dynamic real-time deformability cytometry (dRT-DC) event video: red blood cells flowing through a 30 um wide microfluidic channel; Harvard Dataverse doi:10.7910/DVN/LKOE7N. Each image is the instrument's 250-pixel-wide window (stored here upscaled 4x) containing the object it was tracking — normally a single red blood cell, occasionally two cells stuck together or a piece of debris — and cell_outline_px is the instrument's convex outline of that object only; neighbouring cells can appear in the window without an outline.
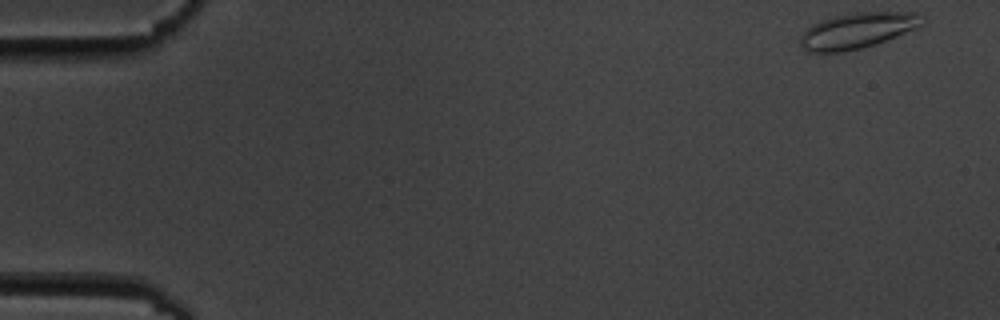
{"species": "common noctule bat (a hibernating species)", "species_latin": "Nyctalus noctula", "temperature_condition": "cold", "stored_images_in_passage": 54, "camera_frame_rate_fps": 3000, "um_per_image_px": 0.085, "animal": {"sex": "male", "body_mass_g": 19.5, "forearm_length_mm": 54.6}, "frame": {"image": 1, "passage_image": 1, "time_ms": 0.0, "image_size_px": [1000, 320], "cell_outline_px": [[928, 20], [920, 28], [876, 44], [860, 48], [840, 52], [808, 52], [800, 44], [800, 36], [804, 28], [820, 20], [836, 16], [856, 12], [916, 12]], "centroid_in_image_um": [72.93, 2.59], "position_along_channel_um": 12.1, "area_um2": 25.78}}
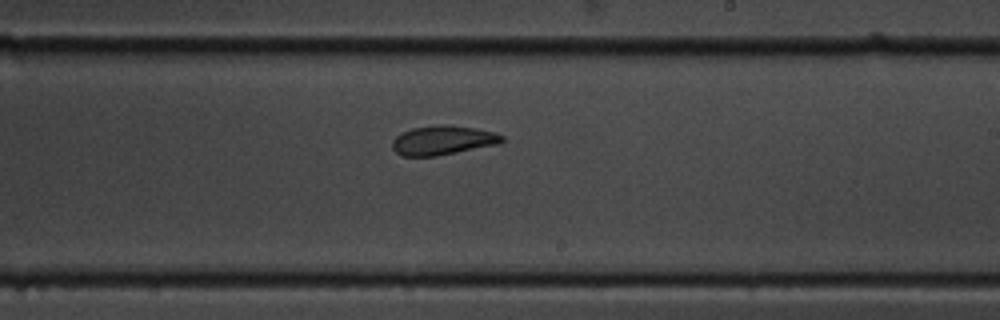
{"frame": {"image": 2, "passage_image": 32, "time_ms": 10.333, "image_size_px": [1000, 320], "cell_outline_px": [[504, 140], [500, 144], [436, 156], [400, 156], [392, 148], [392, 140], [400, 132], [412, 128], [440, 124], [448, 124], [476, 128], [496, 132], [504, 136]], "centroid_in_image_um": [37.65, 11.91], "position_along_channel_um": 251.4, "area_um2": 19.02}}
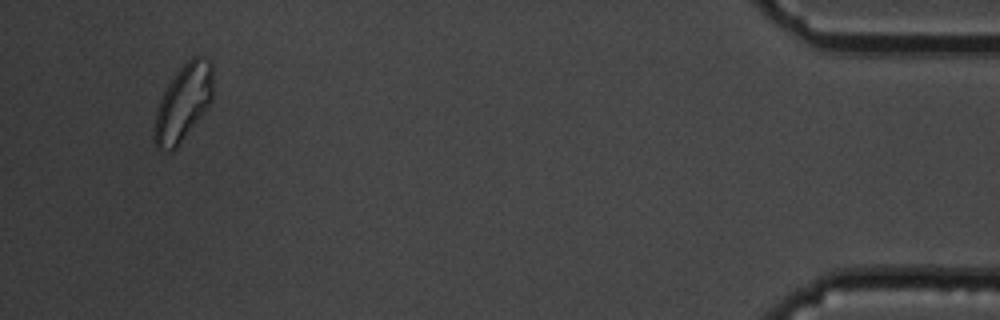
{"frame": {"image": 3, "passage_image": 52, "time_ms": 17.0, "image_size_px": [1000, 320], "cell_outline_px": [[212, 100], [208, 108], [176, 148], [172, 152], [160, 152], [156, 148], [152, 140], [152, 132], [156, 108], [168, 84], [176, 72], [192, 56], [208, 56], [212, 60]], "centroid_in_image_um": [15.55, 8.78], "position_along_channel_um": 419.7, "area_um2": 26.76}, "authors_computed_cell_mechanics": {"area_um2": 20.2011, "velocity_mm_per_s": 3.5705, "shape_relaxation_time_tau1_ms": null, "shape_relaxation_time_tau2_ms": 1.727, "deformation_change_tau1": null, "deformation_change_tau2": 0.0838}}